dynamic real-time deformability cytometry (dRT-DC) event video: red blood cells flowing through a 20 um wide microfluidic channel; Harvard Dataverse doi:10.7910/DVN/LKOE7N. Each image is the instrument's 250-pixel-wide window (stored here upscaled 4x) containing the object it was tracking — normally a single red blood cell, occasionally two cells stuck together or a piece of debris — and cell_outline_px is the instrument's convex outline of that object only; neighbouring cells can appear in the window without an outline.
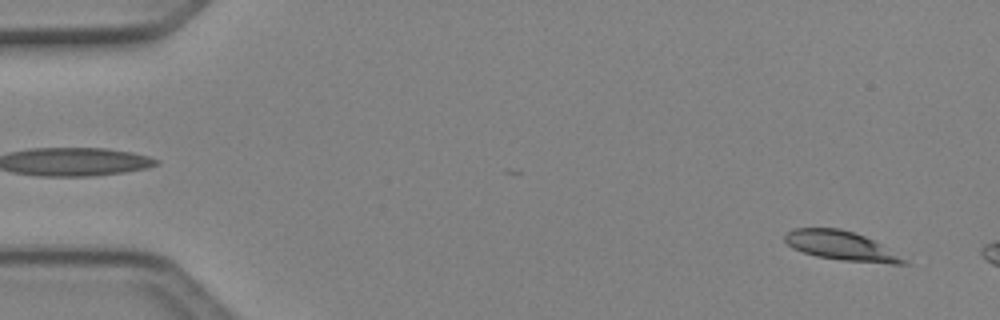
{"species": "Egyptian fruit bat (a non-hibernating species)", "species_latin": "Rousettus aegyptiacus", "temperature_condition": "cold", "stored_images_in_passage": 3, "camera_frame_rate_fps": 3000, "um_per_image_px": 0.085, "animal": {"sex": "female"}, "frame": {"image": 1, "passage_image": 1, "time_ms": 0.0, "image_size_px": [1000, 320], "cell_outline_px": [[908, 264], [892, 264], [840, 260], [816, 256], [792, 248], [784, 240], [784, 236], [792, 228], [840, 228], [864, 236], [880, 244], [904, 260]], "centroid_in_image_um": [71.41, 20.88], "position_along_channel_um": 13.6, "area_um2": 19.77}}